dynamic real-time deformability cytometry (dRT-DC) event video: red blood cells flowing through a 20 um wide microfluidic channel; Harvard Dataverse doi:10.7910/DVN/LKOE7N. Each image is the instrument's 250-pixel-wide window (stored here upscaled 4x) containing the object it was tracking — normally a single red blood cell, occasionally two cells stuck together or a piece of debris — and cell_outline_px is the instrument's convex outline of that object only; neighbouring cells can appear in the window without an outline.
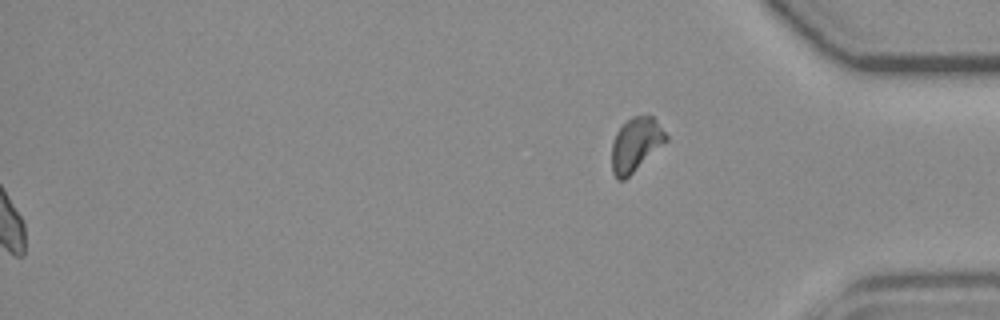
{"species": "common noctule bat (a hibernating species)", "species_latin": "Nyctalus noctula", "temperature_condition": "room temperature", "stored_images_in_passage": 55, "segment_of_instrument_passage": [2, 2], "camera_frame_rate_fps": 3000, "um_per_image_px": 0.085, "animal": {"sex": "female", "body_mass_g": 19.3, "forearm_length_mm": 54.1}, "frame": {"image": 1, "passage_image": 55, "time_ms": 18.0, "image_size_px": [1000, 320], "cell_outline_px": [[668, 140], [624, 180], [616, 180], [612, 172], [612, 144], [616, 132], [632, 116], [652, 116], [668, 136]], "centroid_in_image_um": [54.02, 12.3], "position_along_channel_um": 381.2, "area_um2": 16.7}}